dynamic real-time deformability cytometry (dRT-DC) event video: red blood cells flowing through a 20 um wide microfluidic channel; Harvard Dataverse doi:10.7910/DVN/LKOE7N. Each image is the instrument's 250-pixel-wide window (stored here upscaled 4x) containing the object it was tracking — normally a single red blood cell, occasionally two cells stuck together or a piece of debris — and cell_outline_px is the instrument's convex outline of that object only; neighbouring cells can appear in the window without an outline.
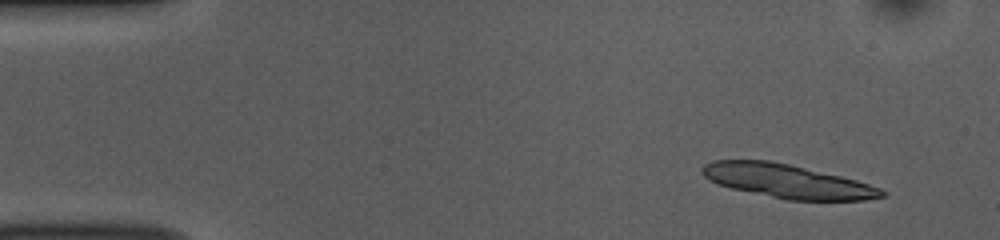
{"species": "common noctule bat (a hibernating species)", "species_latin": "Nyctalus noctula", "temperature_condition": "room temperature", "stored_images_in_passage": 14, "camera_frame_rate_fps": 3000, "um_per_image_px": 0.085, "animal": {"sex": "female", "body_mass_g": 10.0, "forearm_length_mm": 53.1}, "frame": {"image": 1, "passage_image": 4, "time_ms": 1.0, "image_size_px": [1000, 240], "cell_outline_px": [[888, 192], [884, 196], [864, 200], [788, 200], [732, 188], [708, 180], [700, 172], [700, 168], [704, 164], [712, 160], [768, 160], [788, 164], [840, 176], [856, 180], [880, 188]], "centroid_in_image_um": [66.89, 15.39], "position_along_channel_um": 18.1, "area_um2": 34.97}}